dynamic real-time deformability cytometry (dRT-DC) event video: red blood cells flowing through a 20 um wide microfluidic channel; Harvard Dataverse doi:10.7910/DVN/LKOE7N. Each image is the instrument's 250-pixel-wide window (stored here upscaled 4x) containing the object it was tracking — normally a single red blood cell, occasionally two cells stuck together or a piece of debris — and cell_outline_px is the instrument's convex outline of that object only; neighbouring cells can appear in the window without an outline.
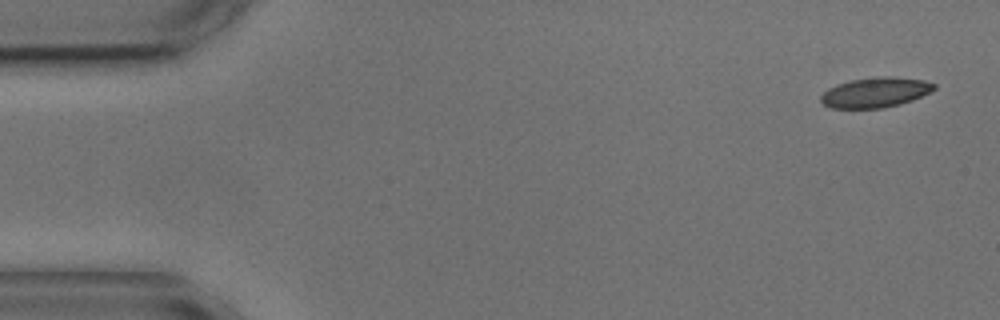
{"species": "common noctule bat (a hibernating species)", "species_latin": "Nyctalus noctula", "temperature_condition": "cold", "stored_images_in_passage": 4, "camera_frame_rate_fps": 3000, "um_per_image_px": 0.085, "animal": {"sex": "male", "body_mass_g": 17.9, "forearm_length_mm": 54.2}, "frame": {"image": 1, "passage_image": 1, "time_ms": 0.0, "image_size_px": [1000, 320], "cell_outline_px": [[936, 88], [912, 100], [900, 104], [884, 108], [832, 108], [824, 104], [820, 100], [820, 96], [828, 88], [852, 80], [876, 76], [892, 76], [924, 80], [936, 84]], "centroid_in_image_um": [74.41, 7.85], "position_along_channel_um": 10.6, "area_um2": 19.71}}
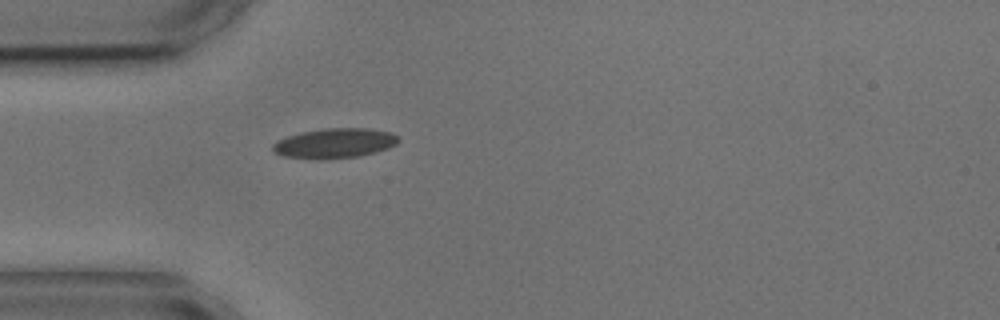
{"frame": {"image": 2, "passage_image": 4, "time_ms": 4.333, "image_size_px": [1000, 320], "cell_outline_px": [[400, 140], [396, 144], [388, 148], [376, 152], [360, 156], [324, 160], [316, 160], [284, 156], [272, 152], [272, 144], [288, 136], [304, 132], [324, 128], [368, 128], [392, 132], [400, 136]], "centroid_in_image_um": [28.48, 12.19], "position_along_channel_um": 56.5, "area_um2": 22.14}}